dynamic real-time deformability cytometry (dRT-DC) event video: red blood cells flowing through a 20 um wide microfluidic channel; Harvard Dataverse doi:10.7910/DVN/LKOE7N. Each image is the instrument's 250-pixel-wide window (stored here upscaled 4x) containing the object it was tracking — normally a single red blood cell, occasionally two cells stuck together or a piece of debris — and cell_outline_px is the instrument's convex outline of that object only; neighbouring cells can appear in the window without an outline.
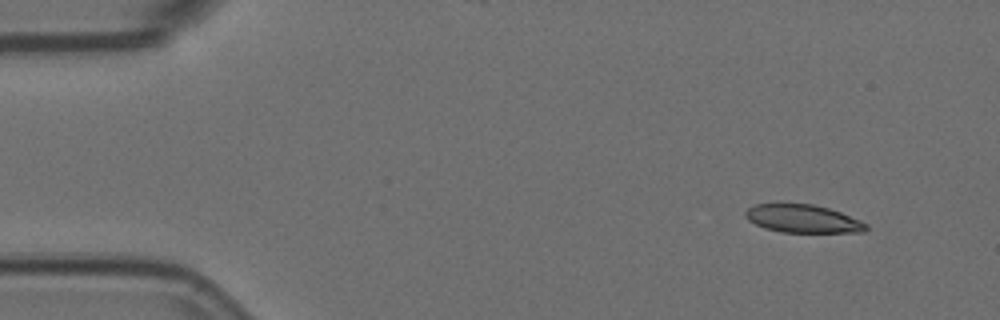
{"species": "Egyptian fruit bat (a non-hibernating species)", "species_latin": "Rousettus aegyptiacus", "temperature_condition": "room temperature", "stored_images_in_passage": 4, "camera_frame_rate_fps": 3000, "um_per_image_px": 0.085, "animal": {"sex": "female"}, "frame": {"image": 1, "passage_image": 1, "time_ms": 0.0, "image_size_px": [1000, 320], "cell_outline_px": [[868, 228], [864, 232], [784, 232], [764, 228], [748, 220], [744, 216], [744, 212], [748, 208], [756, 204], [812, 204], [828, 208], [840, 212], [860, 220], [868, 224]], "centroid_in_image_um": [68.24, 18.59], "position_along_channel_um": 16.8, "area_um2": 19.59}}
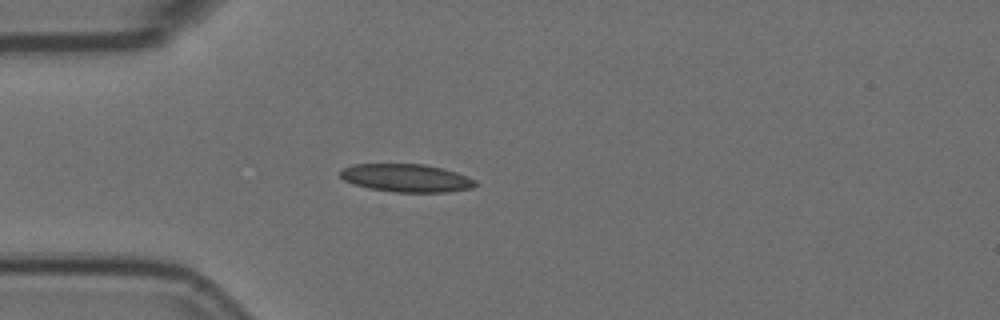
{"frame": {"image": 2, "passage_image": 3, "time_ms": 0.667, "image_size_px": [1000, 320], "cell_outline_px": [[480, 184], [472, 188], [448, 192], [396, 192], [368, 188], [352, 184], [344, 180], [340, 176], [340, 168], [352, 164], [424, 164], [456, 172], [476, 180]], "centroid_in_image_um": [34.52, 15.13], "position_along_channel_um": 50.5, "area_um2": 22.2}}